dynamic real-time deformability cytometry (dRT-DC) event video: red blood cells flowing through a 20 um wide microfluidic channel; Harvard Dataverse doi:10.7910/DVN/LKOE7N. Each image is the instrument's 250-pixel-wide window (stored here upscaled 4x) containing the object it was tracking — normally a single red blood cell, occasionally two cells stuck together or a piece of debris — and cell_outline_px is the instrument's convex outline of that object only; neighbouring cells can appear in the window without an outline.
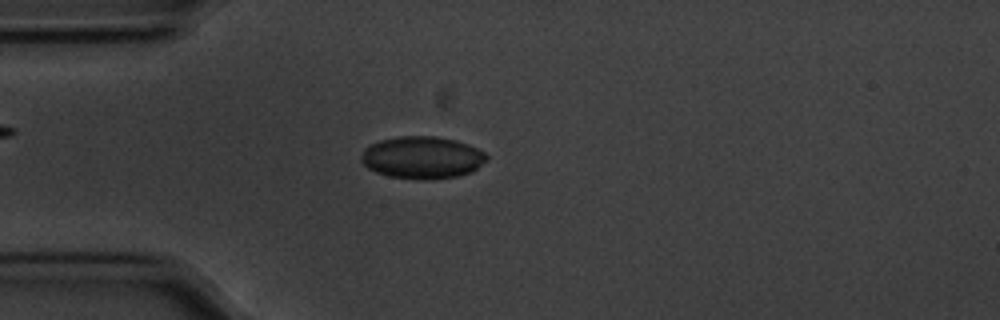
{"species": "common noctule bat (a hibernating species)", "species_latin": "Nyctalus noctula", "temperature_condition": "cold", "stored_images_in_passage": 55, "camera_frame_rate_fps": 3000, "um_per_image_px": 0.085, "animal": {"sex": "male", "body_mass_g": 20.1, "forearm_length_mm": 53.5}, "frame": {"image": 1, "passage_image": 14, "time_ms": 4.333, "image_size_px": [1000, 320], "cell_outline_px": [[488, 160], [472, 172], [456, 176], [424, 180], [388, 176], [376, 172], [368, 168], [360, 160], [360, 156], [364, 148], [368, 144], [380, 140], [400, 136], [436, 136], [456, 140], [468, 144], [484, 152], [488, 156]], "centroid_in_image_um": [35.87, 13.38], "position_along_channel_um": 49.1, "area_um2": 31.1}}
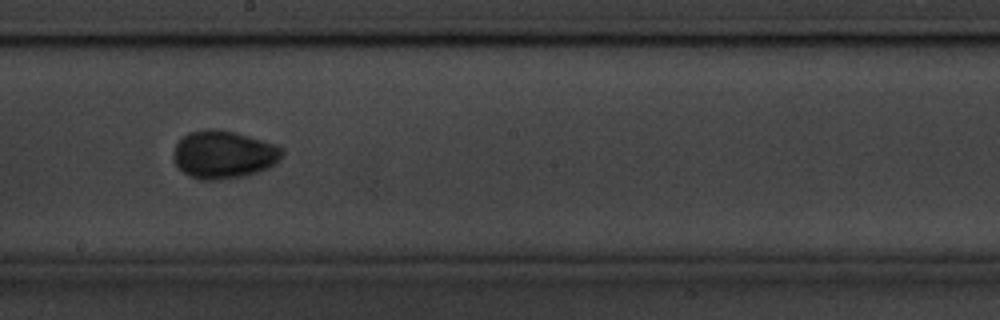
{"frame": {"image": 2, "passage_image": 30, "time_ms": 9.667, "image_size_px": [1000, 320], "cell_outline_px": [[284, 152], [280, 160], [268, 168], [244, 176], [216, 180], [208, 180], [192, 176], [184, 172], [172, 160], [172, 156], [176, 144], [180, 136], [188, 132], [204, 128], [216, 128], [236, 132], [276, 144], [284, 148]], "centroid_in_image_um": [19.0, 13.1], "position_along_channel_um": 229.2, "area_um2": 30.63}}
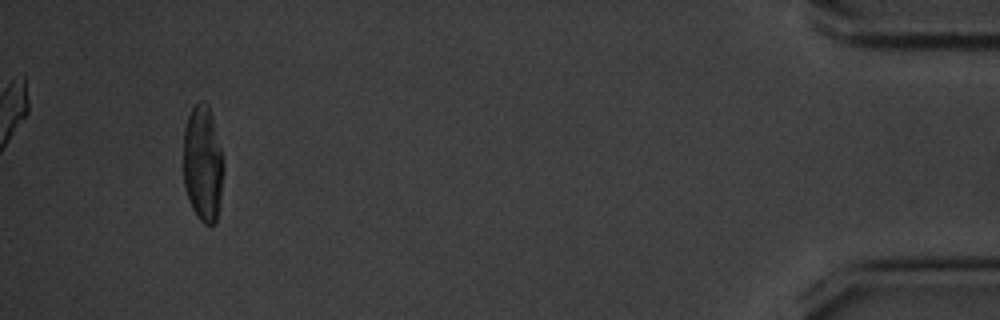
{"frame": {"image": 3, "passage_image": 52, "time_ms": 17.0, "image_size_px": [1000, 320], "cell_outline_px": [[220, 200], [216, 224], [204, 224], [196, 216], [192, 208], [184, 184], [184, 128], [188, 116], [192, 108], [200, 100], [204, 100], [208, 104], [212, 116], [220, 148]], "centroid_in_image_um": [17.2, 13.9], "position_along_channel_um": 418.0, "area_um2": 26.3}, "authors_computed_cell_mechanics": {"area_um2": 28.4376, "velocity_mm_per_s": 3.5656, "shape_relaxation_time_tau1_ms": 4.2846, "shape_relaxation_time_tau2_ms": 2.1555, "deformation_change_tau1": 0.1186, "deformation_change_tau2": 0.0376}}